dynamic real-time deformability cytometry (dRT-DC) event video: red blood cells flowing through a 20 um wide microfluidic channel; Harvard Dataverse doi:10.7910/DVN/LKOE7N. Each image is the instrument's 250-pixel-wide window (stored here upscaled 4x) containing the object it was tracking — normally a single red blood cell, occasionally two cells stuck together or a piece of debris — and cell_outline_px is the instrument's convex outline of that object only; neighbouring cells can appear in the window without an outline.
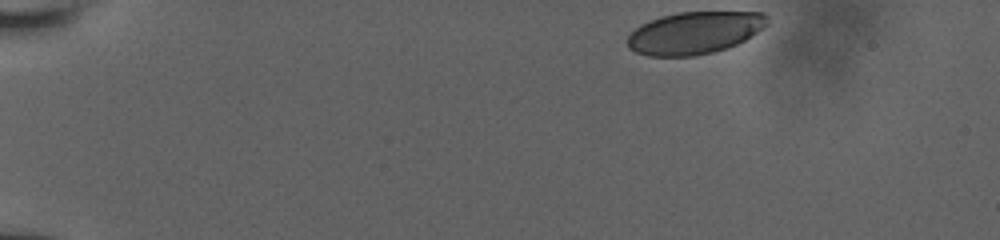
{"species": "human", "species_latin": "Homo sapiens", "temperature_condition": "room temperature", "stored_images_in_passage": 41, "camera_frame_rate_fps": 3000, "um_per_image_px": 0.085, "donor": {"sex": "male"}, "frame": {"image": 1, "passage_image": 1, "time_ms": 0.0, "image_size_px": [1000, 240], "cell_outline_px": [[768, 24], [764, 28], [744, 40], [728, 48], [696, 56], [648, 56], [636, 52], [628, 48], [628, 36], [636, 28], [660, 16], [676, 12], [764, 12], [768, 16]], "centroid_in_image_um": [59.06, 2.79], "position_along_channel_um": 25.9, "area_um2": 34.45}}
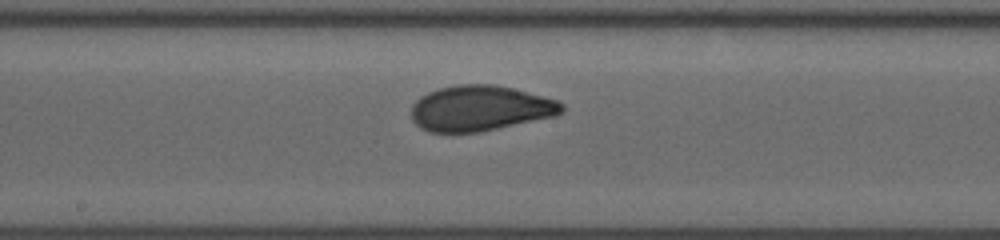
{"frame": {"image": 2, "passage_image": 24, "time_ms": 7.667, "image_size_px": [1000, 240], "cell_outline_px": [[564, 108], [556, 116], [480, 132], [428, 132], [420, 128], [412, 120], [412, 104], [420, 96], [428, 92], [440, 88], [460, 84], [492, 84], [512, 88], [556, 100], [564, 104]], "centroid_in_image_um": [40.78, 9.21], "position_along_channel_um": 207.4, "area_um2": 39.77}}
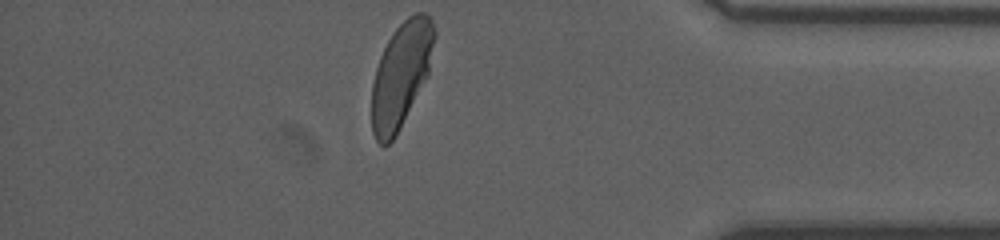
{"frame": {"image": 3, "passage_image": 41, "time_ms": 13.333, "image_size_px": [1000, 240], "cell_outline_px": [[436, 36], [428, 76], [396, 136], [384, 148], [376, 140], [372, 132], [372, 84], [376, 68], [380, 56], [392, 32], [408, 16], [416, 12], [424, 12], [432, 20], [436, 28]], "centroid_in_image_um": [34.11, 6.35], "position_along_channel_um": 401.1, "area_um2": 38.61}, "authors_computed_cell_mechanics": {"area_um2": 38.8994, "velocity_mm_per_s": 3.8754, "shape_relaxation_time_tau1_ms": 4.0877, "shape_relaxation_time_tau2_ms": null, "deformation_change_tau1": 0.1377, "deformation_change_tau2": null}}